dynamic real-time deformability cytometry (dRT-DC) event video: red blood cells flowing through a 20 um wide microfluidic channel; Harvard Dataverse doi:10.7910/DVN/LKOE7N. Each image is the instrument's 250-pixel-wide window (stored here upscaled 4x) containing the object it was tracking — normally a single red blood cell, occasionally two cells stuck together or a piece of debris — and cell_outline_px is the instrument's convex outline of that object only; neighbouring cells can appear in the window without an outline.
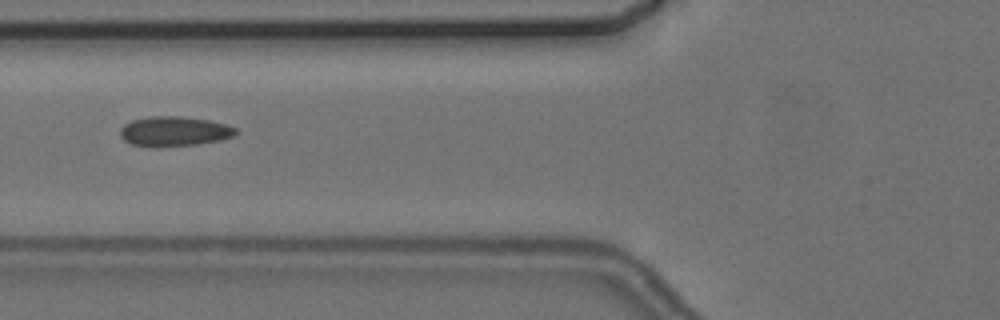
{"species": "common noctule bat (a hibernating species)", "species_latin": "Nyctalus noctula", "temperature_condition": "cold", "stored_images_in_passage": 5, "camera_frame_rate_fps": 3000, "um_per_image_px": 0.085, "animal": {"sex": "female", "body_mass_g": 24.6, "forearm_length_mm": 56.2}, "frame": {"image": 1, "passage_image": 4, "time_ms": 3.333, "image_size_px": [1000, 320], "cell_outline_px": [[240, 132], [236, 136], [220, 140], [200, 144], [152, 148], [132, 144], [124, 140], [120, 136], [120, 128], [124, 124], [132, 120], [148, 116], [180, 116], [208, 120], [224, 124], [236, 128]], "centroid_in_image_um": [14.81, 11.18], "position_along_channel_um": 111.0, "area_um2": 20.46}}
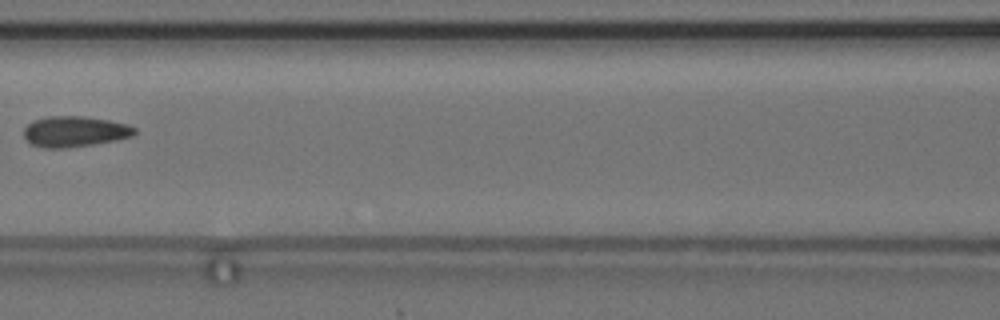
{"frame": {"image": 2, "passage_image": 5, "time_ms": 4.667, "image_size_px": [1000, 320], "cell_outline_px": [[136, 132], [132, 136], [116, 140], [68, 148], [44, 148], [32, 144], [24, 136], [24, 128], [32, 120], [48, 116], [84, 116], [108, 120], [128, 124], [136, 128]], "centroid_in_image_um": [6.35, 11.17], "position_along_channel_um": 160.3, "area_um2": 19.83}}